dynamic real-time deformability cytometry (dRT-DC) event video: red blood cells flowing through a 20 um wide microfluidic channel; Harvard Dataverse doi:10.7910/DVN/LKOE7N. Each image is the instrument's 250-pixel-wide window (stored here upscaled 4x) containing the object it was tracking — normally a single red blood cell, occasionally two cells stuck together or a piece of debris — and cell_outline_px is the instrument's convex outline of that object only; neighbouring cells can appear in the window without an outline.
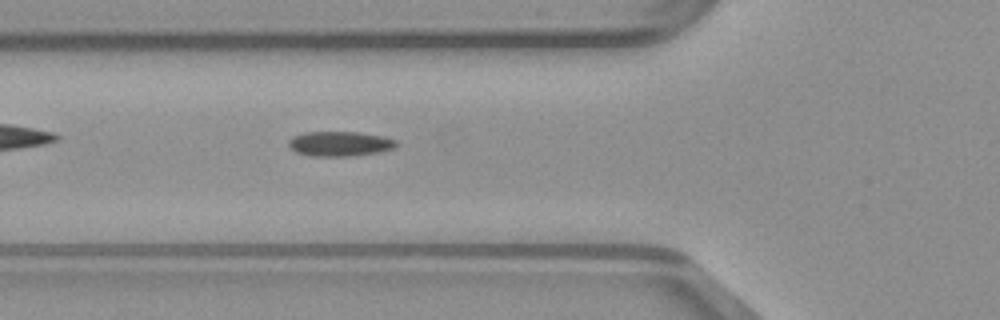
{"species": "common noctule bat (a hibernating species)", "species_latin": "Nyctalus noctula", "temperature_condition": "warm", "stored_images_in_passage": 38, "camera_frame_rate_fps": 3000, "um_per_image_px": 0.085, "animal": {"sex": "male", "body_mass_g": 23.1, "forearm_length_mm": 52.7}, "frame": {"image": 1, "passage_image": 6, "time_ms": 1.667, "image_size_px": [1000, 320], "cell_outline_px": [[396, 144], [392, 148], [376, 152], [352, 156], [312, 156], [296, 152], [288, 144], [288, 140], [292, 136], [304, 132], [360, 132], [384, 136], [396, 140]], "centroid_in_image_um": [28.84, 12.21], "position_along_channel_um": 97.0, "area_um2": 15.49}}